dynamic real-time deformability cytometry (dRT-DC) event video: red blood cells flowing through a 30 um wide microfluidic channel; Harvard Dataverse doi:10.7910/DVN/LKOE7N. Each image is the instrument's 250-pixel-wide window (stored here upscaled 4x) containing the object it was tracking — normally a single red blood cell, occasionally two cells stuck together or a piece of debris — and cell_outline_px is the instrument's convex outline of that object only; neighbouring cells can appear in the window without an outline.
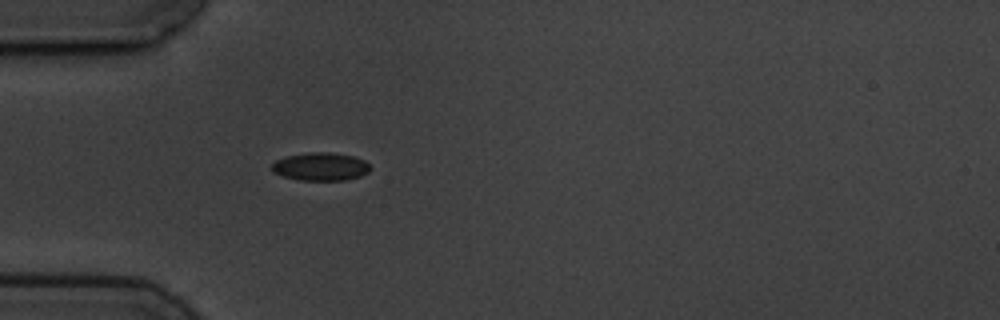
{"species": "common noctule bat (a hibernating species)", "species_latin": "Nyctalus noctula", "temperature_condition": "cold", "stored_images_in_passage": 1, "camera_frame_rate_fps": 3000, "um_per_image_px": 0.085, "animal": {"sex": "male", "body_mass_g": 19.5, "forearm_length_mm": 54.6}, "frame": {"image": 1, "passage_image": 1, "time_ms": 0.0, "image_size_px": [1000, 320], "cell_outline_px": [[372, 168], [368, 172], [360, 176], [344, 180], [300, 180], [284, 176], [272, 172], [272, 164], [276, 160], [288, 156], [308, 152], [328, 152], [352, 156], [364, 160]], "centroid_in_image_um": [27.26, 14.16], "position_along_channel_um": 57.7, "area_um2": 15.95}}